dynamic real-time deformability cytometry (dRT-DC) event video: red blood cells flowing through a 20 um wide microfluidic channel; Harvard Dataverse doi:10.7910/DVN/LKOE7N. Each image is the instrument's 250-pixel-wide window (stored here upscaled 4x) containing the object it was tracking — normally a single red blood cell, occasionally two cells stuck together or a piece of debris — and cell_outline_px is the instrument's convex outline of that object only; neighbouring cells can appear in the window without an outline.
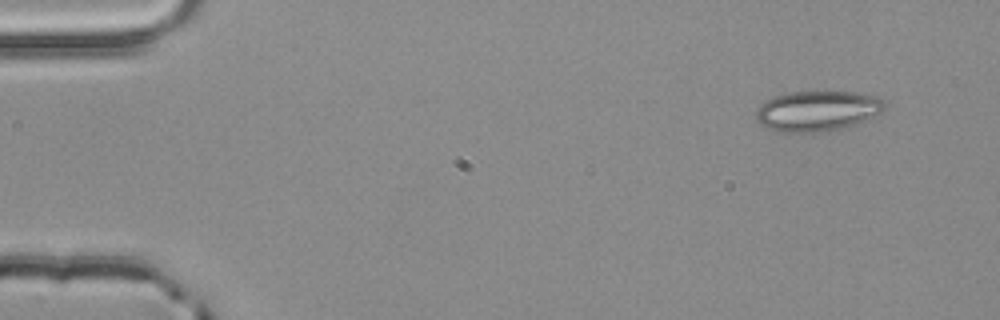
{"species": "common noctule bat (a hibernating species)", "species_latin": "Nyctalus noctula", "temperature_condition": "room temperature", "stored_images_in_passage": 4, "camera_frame_rate_fps": 3000, "um_per_image_px": 0.085, "animal": {"sex": "male", "body_mass_g": 20.4}, "frame": {"image": 1, "passage_image": 1, "time_ms": 0.0, "image_size_px": [1000, 320], "cell_outline_px": [[888, 104], [880, 112], [856, 124], [840, 128], [820, 132], [772, 132], [756, 120], [756, 112], [760, 104], [764, 100], [788, 92], [856, 92], [872, 96]], "centroid_in_image_um": [69.4, 9.44], "position_along_channel_um": 15.6, "area_um2": 30.06}}
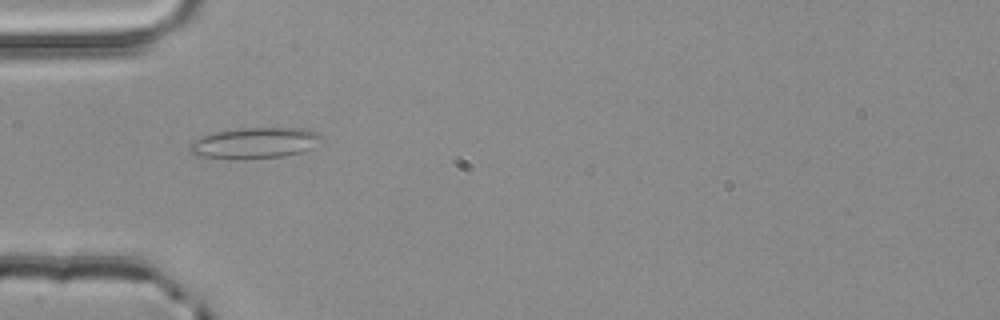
{"frame": {"image": 2, "passage_image": 3, "time_ms": 0.667, "image_size_px": [1000, 320], "cell_outline_px": [[324, 136], [308, 148], [300, 152], [284, 156], [196, 156], [188, 152], [188, 144], [192, 140], [212, 132], [244, 128], [304, 128], [316, 132]], "centroid_in_image_um": [21.6, 12.1], "position_along_channel_um": 63.4, "area_um2": 22.66}}
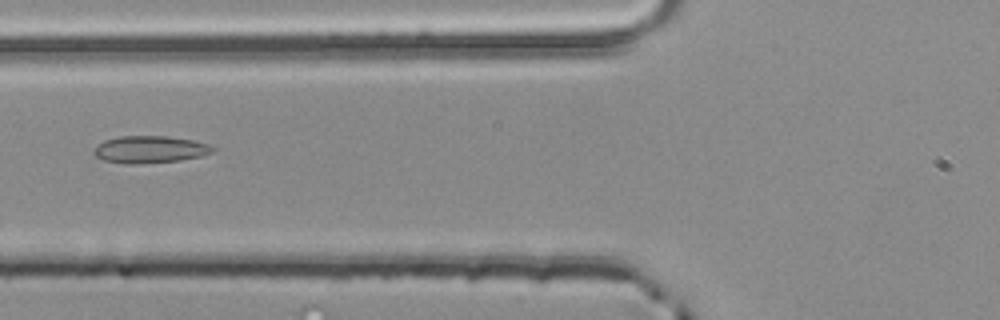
{"frame": {"image": 3, "passage_image": 4, "time_ms": 1.0, "image_size_px": [1000, 320], "cell_outline_px": [[216, 148], [212, 152], [200, 156], [180, 160], [140, 164], [124, 164], [104, 160], [96, 156], [92, 152], [104, 140], [120, 136], [164, 136], [192, 140], [208, 144]], "centroid_in_image_um": [12.73, 12.71], "position_along_channel_um": 113.1, "area_um2": 18.67}}